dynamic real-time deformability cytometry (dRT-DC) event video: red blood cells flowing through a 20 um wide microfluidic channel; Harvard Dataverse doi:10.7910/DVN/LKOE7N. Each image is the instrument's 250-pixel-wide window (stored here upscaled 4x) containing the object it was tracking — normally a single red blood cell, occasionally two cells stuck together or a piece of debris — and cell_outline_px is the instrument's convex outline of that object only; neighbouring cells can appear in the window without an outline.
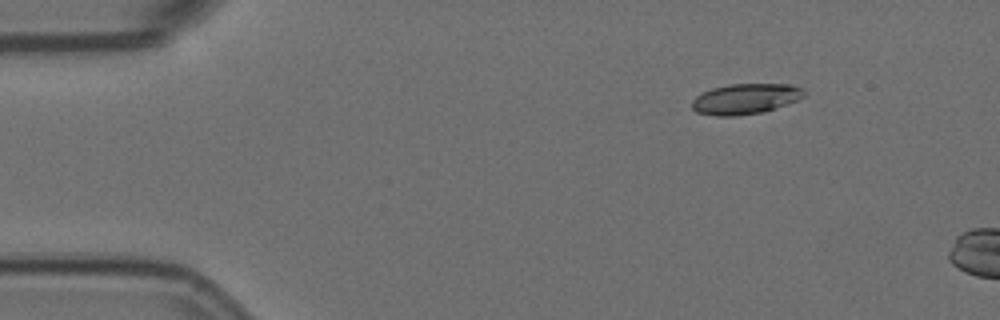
{"species": "Egyptian fruit bat (a non-hibernating species)", "species_latin": "Rousettus aegyptiacus", "temperature_condition": "room temperature", "stored_images_in_passage": 2, "camera_frame_rate_fps": 3000, "um_per_image_px": 0.085, "animal": {"sex": "female"}, "frame": {"image": 1, "passage_image": 1, "time_ms": 0.0, "image_size_px": [1000, 320], "cell_outline_px": [[804, 96], [796, 100], [764, 112], [736, 116], [716, 116], [696, 112], [692, 108], [692, 100], [700, 92], [712, 88], [728, 84], [788, 84], [800, 88], [804, 92]], "centroid_in_image_um": [63.29, 8.41], "position_along_channel_um": 21.7, "area_um2": 19.88}}